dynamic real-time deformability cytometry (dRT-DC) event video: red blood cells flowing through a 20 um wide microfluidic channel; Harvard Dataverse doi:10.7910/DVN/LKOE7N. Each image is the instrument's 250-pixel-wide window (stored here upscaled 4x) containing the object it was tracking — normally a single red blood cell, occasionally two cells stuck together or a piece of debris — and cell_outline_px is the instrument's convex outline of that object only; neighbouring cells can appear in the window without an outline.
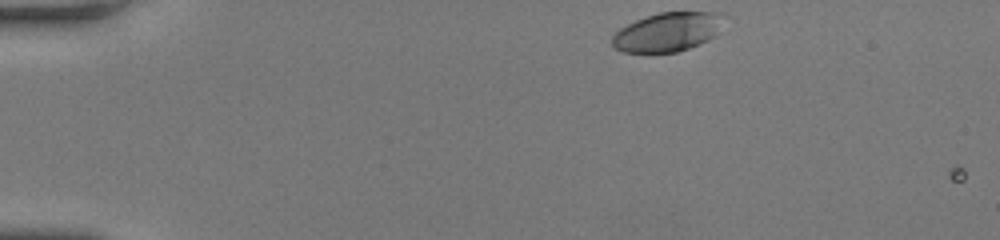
{"species": "human", "species_latin": "Homo sapiens", "temperature_condition": "room temperature", "stored_images_in_passage": 47, "camera_frame_rate_fps": 3000, "um_per_image_px": 0.085, "donor": {"sex": "female"}, "frame": {"image": 1, "passage_image": 1, "time_ms": 0.0, "image_size_px": [1000, 240], "cell_outline_px": [[728, 16], [716, 36], [708, 40], [688, 48], [676, 52], [624, 52], [616, 48], [612, 44], [612, 36], [620, 28], [636, 20], [660, 12], [728, 12]], "centroid_in_image_um": [56.84, 2.69], "position_along_channel_um": 28.2, "area_um2": 25.61}}
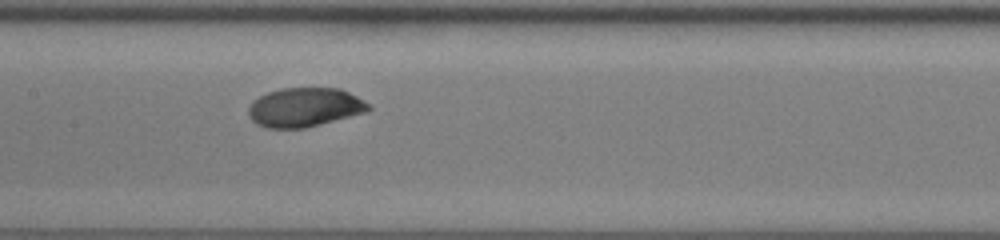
{"frame": {"image": 2, "passage_image": 20, "time_ms": 6.333, "image_size_px": [1000, 240], "cell_outline_px": [[372, 108], [368, 112], [304, 128], [264, 128], [256, 124], [248, 116], [248, 108], [252, 100], [268, 92], [280, 88], [340, 88], [364, 100]], "centroid_in_image_um": [25.88, 9.12], "position_along_channel_um": 181.5, "area_um2": 27.51}}
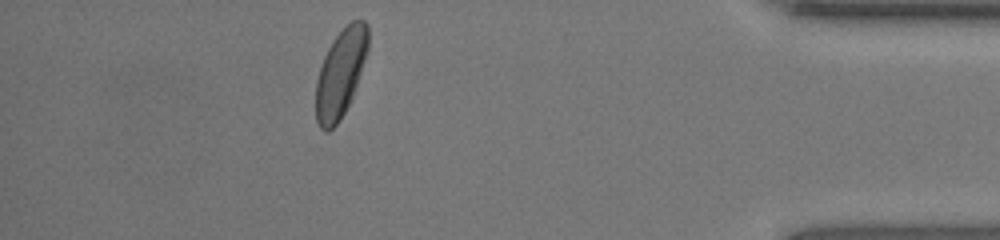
{"frame": {"image": 3, "passage_image": 41, "time_ms": 13.333, "image_size_px": [1000, 240], "cell_outline_px": [[368, 48], [352, 96], [344, 112], [336, 124], [328, 132], [324, 132], [320, 128], [316, 120], [316, 80], [324, 56], [332, 40], [352, 20], [364, 20], [368, 24]], "centroid_in_image_um": [28.93, 6.22], "position_along_channel_um": 406.3, "area_um2": 26.3}, "authors_computed_cell_mechanics": {"area_um2": 26.9348, "velocity_mm_per_s": 3.8023, "shape_relaxation_time_tau1_ms": 2.7169, "shape_relaxation_time_tau2_ms": 2.7382, "deformation_change_tau1": 0.1384, "deformation_change_tau2": 0.0404}}